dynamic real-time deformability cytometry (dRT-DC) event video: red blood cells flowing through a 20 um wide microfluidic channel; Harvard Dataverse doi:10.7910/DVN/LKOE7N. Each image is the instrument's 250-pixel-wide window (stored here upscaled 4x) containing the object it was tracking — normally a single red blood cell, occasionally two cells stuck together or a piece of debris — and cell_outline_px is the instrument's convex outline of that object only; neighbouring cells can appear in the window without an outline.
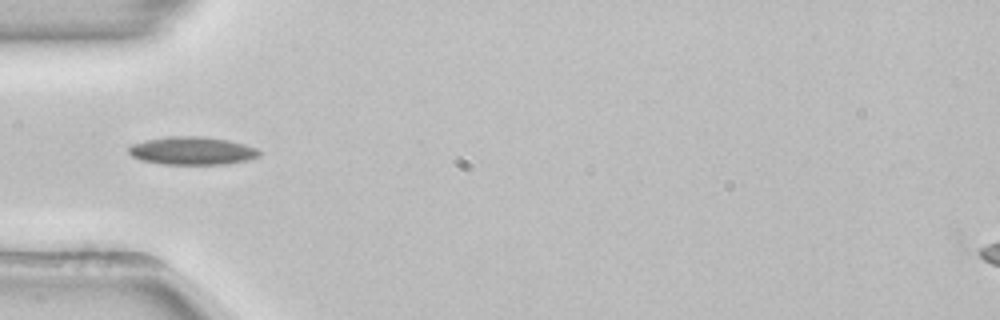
{"species": "common noctule bat (a hibernating species)", "species_latin": "Nyctalus noctula", "temperature_condition": "room temperature", "stored_images_in_passage": 37, "camera_frame_rate_fps": 3000, "um_per_image_px": 0.085, "animal": {"sex": "female", "body_mass_g": 22.7, "forearm_length_mm": 54.2}, "frame": {"image": 1, "passage_image": 1, "time_ms": 0.0, "image_size_px": [1000, 320], "cell_outline_px": [[260, 156], [248, 160], [228, 164], [164, 164], [140, 160], [132, 156], [128, 152], [128, 148], [132, 144], [144, 140], [168, 136], [200, 136], [228, 140], [244, 144], [256, 148], [260, 152]], "centroid_in_image_um": [16.32, 12.81], "position_along_channel_um": 68.7, "area_um2": 21.39}}